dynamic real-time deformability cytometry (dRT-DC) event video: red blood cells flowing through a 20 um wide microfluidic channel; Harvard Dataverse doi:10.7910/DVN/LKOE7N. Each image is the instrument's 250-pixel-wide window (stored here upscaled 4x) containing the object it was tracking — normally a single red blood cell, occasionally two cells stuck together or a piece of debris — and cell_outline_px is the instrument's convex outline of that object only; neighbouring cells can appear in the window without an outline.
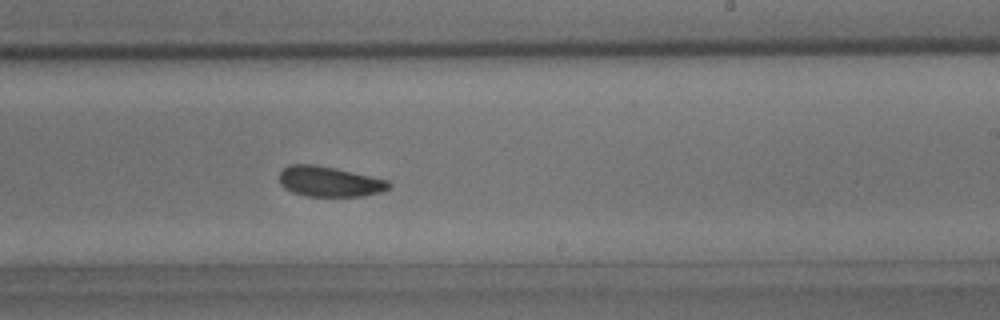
{"species": "common noctule bat (a hibernating species)", "species_latin": "Nyctalus noctula", "temperature_condition": "room temperature", "stored_images_in_passage": 22, "camera_frame_rate_fps": 3000, "um_per_image_px": 0.085, "animal": {"sex": "male", "body_mass_g": 15.6}, "frame": {"image": 1, "passage_image": 16, "time_ms": 5.0, "image_size_px": [1000, 320], "cell_outline_px": [[392, 184], [388, 188], [380, 192], [364, 196], [308, 196], [292, 192], [284, 188], [280, 184], [280, 172], [288, 164], [312, 164], [336, 168], [388, 180]], "centroid_in_image_um": [27.99, 15.43], "position_along_channel_um": 261.0, "area_um2": 19.31}}
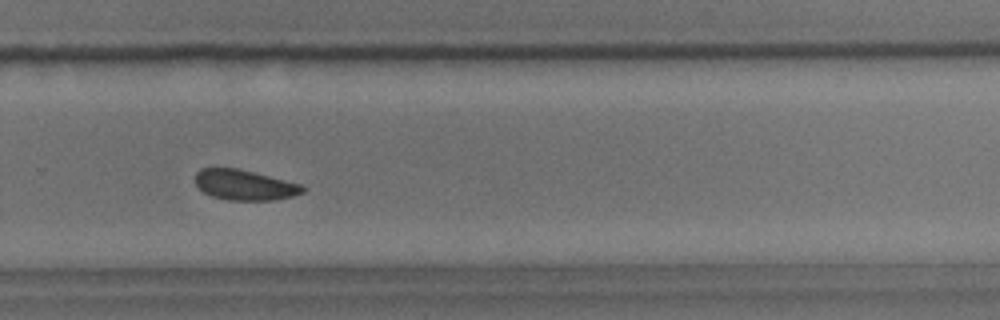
{"frame": {"image": 2, "passage_image": 19, "time_ms": 6.0, "image_size_px": [1000, 320], "cell_outline_px": [[304, 192], [292, 196], [276, 200], [224, 200], [212, 196], [204, 192], [196, 184], [196, 172], [200, 168], [240, 168], [300, 184], [304, 188]], "centroid_in_image_um": [20.77, 15.72], "position_along_channel_um": 309.0, "area_um2": 18.96}}